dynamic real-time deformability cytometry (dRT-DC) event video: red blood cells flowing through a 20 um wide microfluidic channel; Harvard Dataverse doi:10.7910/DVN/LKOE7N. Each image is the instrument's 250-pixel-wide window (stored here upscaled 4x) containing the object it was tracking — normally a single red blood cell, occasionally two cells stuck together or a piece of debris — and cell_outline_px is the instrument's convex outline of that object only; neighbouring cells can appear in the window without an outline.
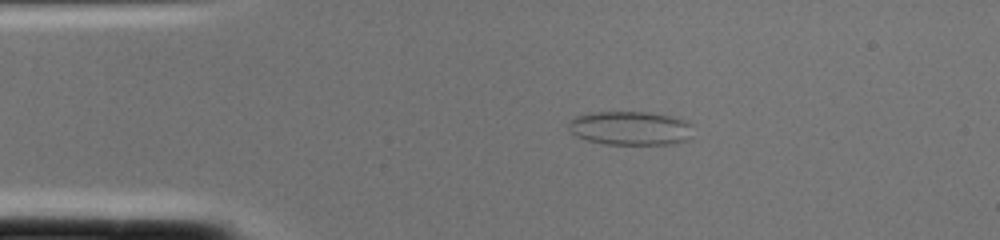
{"species": "common noctule bat (a hibernating species)", "species_latin": "Nyctalus noctula", "temperature_condition": "cold", "stored_images_in_passage": 1, "camera_frame_rate_fps": 3000, "um_per_image_px": 0.085, "animal": {"sex": "female", "body_mass_g": 22.0, "forearm_length_mm": 56.7}, "frame": {"image": 1, "passage_image": 1, "time_ms": 0.0, "image_size_px": [1000, 240], "cell_outline_px": [[692, 136], [688, 140], [672, 144], [604, 144], [588, 140], [576, 136], [568, 128], [568, 124], [572, 116], [592, 112], [648, 112], [672, 116], [684, 120], [692, 124]], "centroid_in_image_um": [53.58, 10.89], "position_along_channel_um": 31.4, "area_um2": 24.85}}